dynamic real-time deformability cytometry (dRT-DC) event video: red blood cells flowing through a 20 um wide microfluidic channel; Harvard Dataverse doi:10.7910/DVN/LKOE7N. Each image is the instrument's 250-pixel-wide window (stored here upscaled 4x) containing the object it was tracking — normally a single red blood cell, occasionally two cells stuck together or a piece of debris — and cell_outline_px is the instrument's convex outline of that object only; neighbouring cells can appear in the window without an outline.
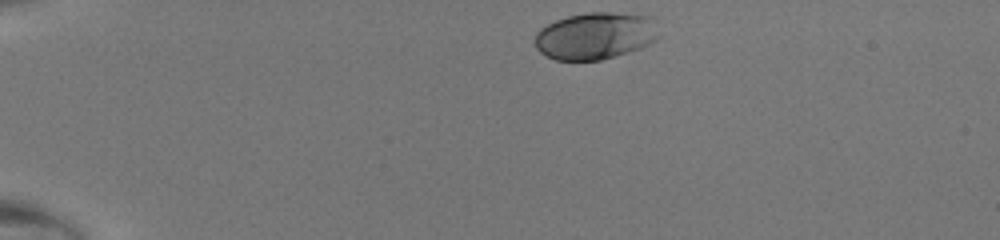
{"species": "human", "species_latin": "Homo sapiens", "temperature_condition": "room temperature", "stored_images_in_passage": 38, "camera_frame_rate_fps": 3000, "um_per_image_px": 0.085, "donor": {"sex": "male"}, "frame": {"image": 1, "passage_image": 1, "time_ms": 0.0, "image_size_px": [1000, 240], "cell_outline_px": [[660, 36], [656, 40], [640, 48], [628, 52], [600, 60], [556, 60], [540, 52], [536, 48], [536, 32], [540, 28], [556, 20], [568, 16], [588, 12], [612, 12], [648, 16], [652, 20]], "centroid_in_image_um": [50.59, 3.04], "position_along_channel_um": 34.4, "area_um2": 33.76}}
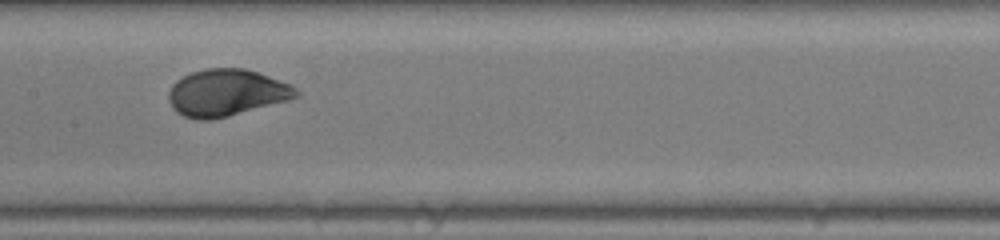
{"frame": {"image": 2, "passage_image": 17, "time_ms": 5.333, "image_size_px": [1000, 240], "cell_outline_px": [[300, 96], [288, 100], [228, 116], [212, 120], [196, 120], [184, 116], [176, 112], [172, 108], [168, 100], [168, 92], [172, 84], [176, 80], [192, 72], [204, 68], [244, 68], [292, 84], [300, 92]], "centroid_in_image_um": [19.23, 7.88], "position_along_channel_um": 188.2, "area_um2": 34.97}}
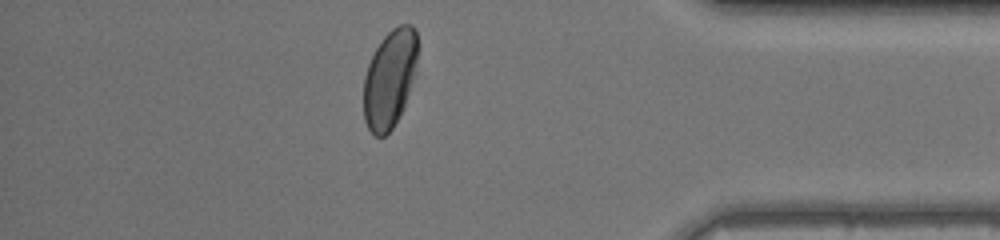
{"frame": {"image": 3, "passage_image": 33, "time_ms": 10.667, "image_size_px": [1000, 240], "cell_outline_px": [[420, 44], [416, 72], [404, 108], [400, 116], [392, 128], [384, 136], [376, 136], [368, 128], [364, 120], [364, 76], [368, 64], [376, 48], [384, 36], [392, 28], [400, 24], [412, 24], [416, 28]], "centroid_in_image_um": [33.18, 6.64], "position_along_channel_um": 402.0, "area_um2": 31.56}}